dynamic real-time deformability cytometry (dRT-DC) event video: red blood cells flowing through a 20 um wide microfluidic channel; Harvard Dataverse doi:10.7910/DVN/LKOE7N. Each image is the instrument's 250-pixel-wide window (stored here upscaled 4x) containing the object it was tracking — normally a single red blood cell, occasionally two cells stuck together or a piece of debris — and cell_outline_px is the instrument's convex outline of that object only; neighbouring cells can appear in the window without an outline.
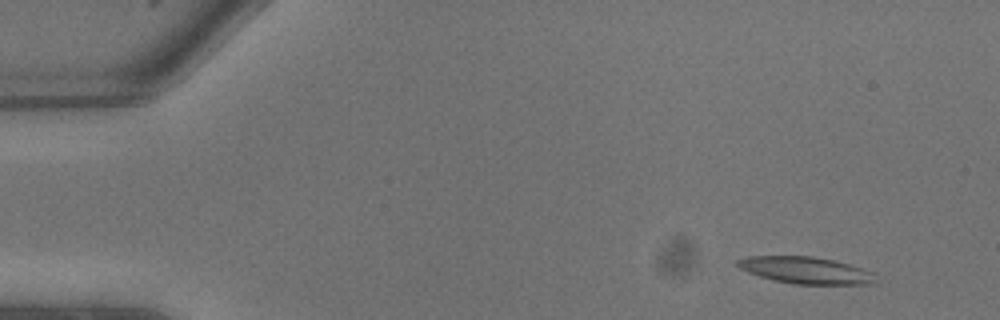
{"species": "common noctule bat (a hibernating species)", "species_latin": "Nyctalus noctula", "temperature_condition": "warm", "stored_images_in_passage": 7, "camera_frame_rate_fps": 3000, "um_per_image_px": 0.085, "animal": {"sex": "male", "body_mass_g": 13.3}, "frame": {"image": 1, "passage_image": 2, "time_ms": 0.333, "image_size_px": [1000, 320], "cell_outline_px": [[876, 284], [792, 284], [760, 276], [748, 272], [740, 268], [736, 264], [736, 260], [748, 256], [812, 256], [836, 260], [876, 272]], "centroid_in_image_um": [68.56, 22.97], "position_along_channel_um": 16.4, "area_um2": 21.79}}
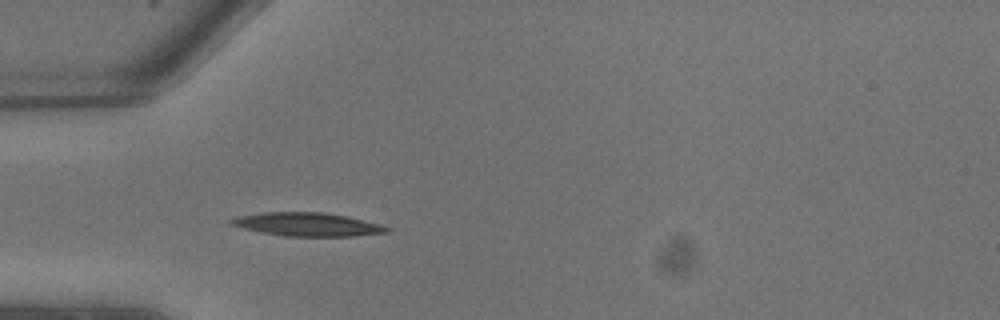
{"frame": {"image": 2, "passage_image": 7, "time_ms": 2.0, "image_size_px": [1000, 320], "cell_outline_px": [[392, 232], [352, 236], [288, 236], [264, 232], [244, 228], [232, 224], [228, 220], [236, 216], [264, 212], [324, 212], [344, 216], [380, 224], [392, 228]], "centroid_in_image_um": [26.17, 19.07], "position_along_channel_um": 58.8, "area_um2": 21.04}}